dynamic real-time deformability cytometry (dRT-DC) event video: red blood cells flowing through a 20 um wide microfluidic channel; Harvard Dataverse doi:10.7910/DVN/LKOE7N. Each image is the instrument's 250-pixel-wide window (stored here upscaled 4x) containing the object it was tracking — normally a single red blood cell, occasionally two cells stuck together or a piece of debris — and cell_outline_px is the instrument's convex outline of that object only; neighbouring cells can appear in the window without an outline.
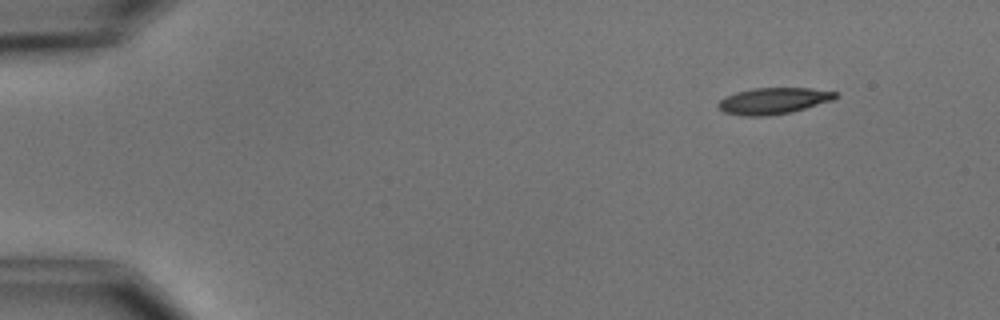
{"species": "common noctule bat (a hibernating species)", "species_latin": "Nyctalus noctula", "temperature_condition": "cold", "stored_images_in_passage": 5, "camera_frame_rate_fps": 3000, "um_per_image_px": 0.085, "animal": {"sex": "male", "body_mass_g": 15.6}, "frame": {"image": 1, "passage_image": 1, "time_ms": 0.0, "image_size_px": [1000, 320], "cell_outline_px": [[840, 96], [832, 100], [792, 112], [768, 116], [744, 116], [724, 112], [716, 104], [724, 96], [736, 92], [752, 88], [808, 88], [836, 92]], "centroid_in_image_um": [65.72, 8.57], "position_along_channel_um": 19.3, "area_um2": 18.03}}
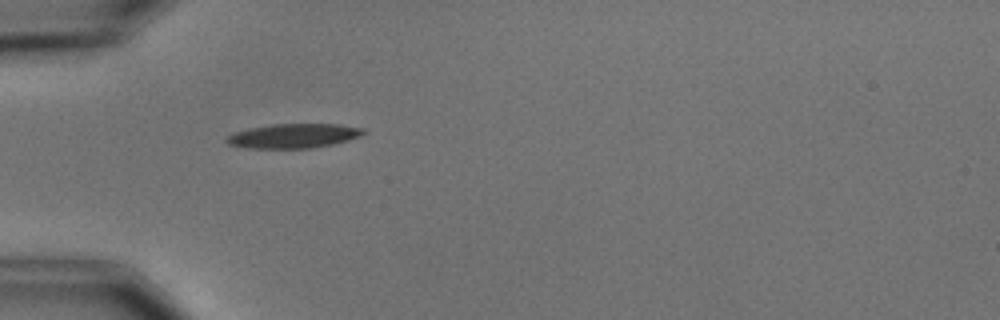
{"frame": {"image": 2, "passage_image": 4, "time_ms": 3.667, "image_size_px": [1000, 320], "cell_outline_px": [[364, 132], [360, 136], [348, 140], [332, 144], [312, 148], [248, 148], [228, 144], [224, 140], [232, 132], [248, 128], [272, 124], [340, 124], [364, 128]], "centroid_in_image_um": [24.92, 11.54], "position_along_channel_um": 60.1, "area_um2": 19.48}}